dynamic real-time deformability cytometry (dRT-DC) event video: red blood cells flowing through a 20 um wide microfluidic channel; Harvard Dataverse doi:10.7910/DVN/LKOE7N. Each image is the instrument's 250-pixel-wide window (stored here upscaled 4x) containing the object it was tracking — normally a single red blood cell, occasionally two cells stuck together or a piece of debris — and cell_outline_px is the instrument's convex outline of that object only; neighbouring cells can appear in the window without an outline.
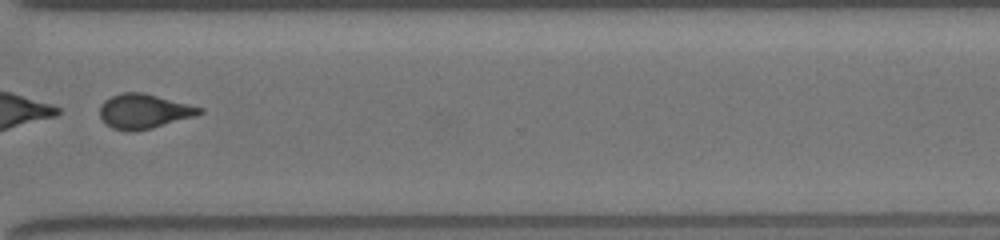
{"species": "common noctule bat (a hibernating species)", "species_latin": "Nyctalus noctula", "temperature_condition": "room temperature", "stored_images_in_passage": 58, "camera_frame_rate_fps": 3000, "um_per_image_px": 0.085, "animal": {"sex": "female", "body_mass_g": 19.5, "forearm_length_mm": 54.1}, "frame": {"image": 1, "passage_image": 43, "time_ms": 13.0, "image_size_px": [1000, 240], "cell_outline_px": [[204, 112], [196, 116], [152, 128], [112, 128], [104, 124], [100, 116], [100, 104], [104, 100], [120, 92], [144, 92], [204, 108]], "centroid_in_image_um": [12.25, 9.41], "position_along_channel_um": 358.3, "area_um2": 19.77}}